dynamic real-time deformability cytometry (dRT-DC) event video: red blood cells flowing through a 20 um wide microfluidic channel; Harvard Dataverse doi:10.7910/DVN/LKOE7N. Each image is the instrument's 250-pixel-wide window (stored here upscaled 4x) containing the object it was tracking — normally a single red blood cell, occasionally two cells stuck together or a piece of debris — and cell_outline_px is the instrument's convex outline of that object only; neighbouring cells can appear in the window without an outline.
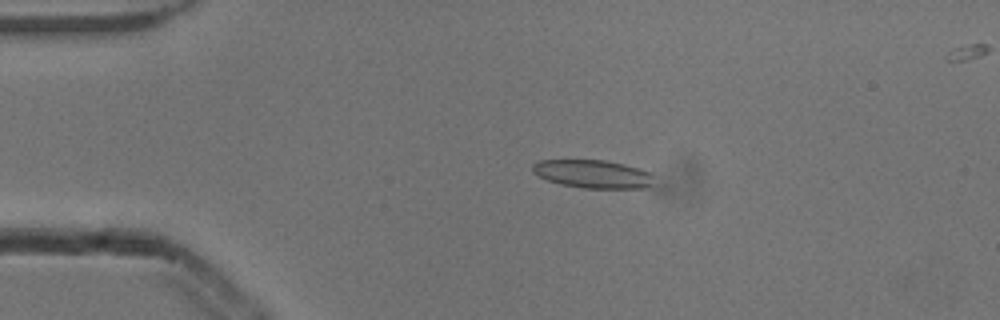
{"species": "common noctule bat (a hibernating species)", "species_latin": "Nyctalus noctula", "temperature_condition": "cold", "stored_images_in_passage": 6, "camera_frame_rate_fps": 3000, "um_per_image_px": 0.085, "animal": {"sex": "male", "body_mass_g": 13.3}, "frame": {"image": 1, "passage_image": 4, "time_ms": 1.0, "image_size_px": [1000, 320], "cell_outline_px": [[652, 184], [648, 188], [584, 188], [560, 184], [548, 180], [532, 172], [532, 164], [536, 160], [604, 160], [624, 164], [648, 172]], "centroid_in_image_um": [50.32, 14.78], "position_along_channel_um": 34.7, "area_um2": 19.71}}